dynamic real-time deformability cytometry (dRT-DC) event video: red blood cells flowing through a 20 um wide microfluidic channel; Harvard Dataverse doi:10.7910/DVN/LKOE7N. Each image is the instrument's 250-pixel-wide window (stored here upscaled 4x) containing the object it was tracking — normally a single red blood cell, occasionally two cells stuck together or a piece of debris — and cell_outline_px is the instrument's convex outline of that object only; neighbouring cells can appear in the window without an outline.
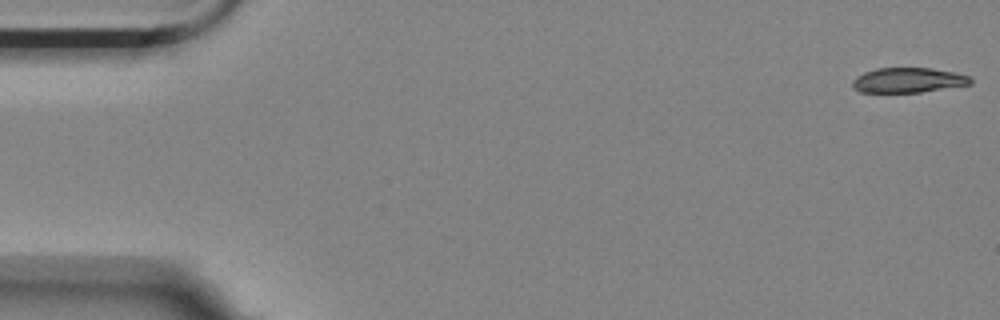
{"species": "Egyptian fruit bat (a non-hibernating species)", "species_latin": "Rousettus aegyptiacus", "temperature_condition": "room temperature", "stored_images_in_passage": 4, "camera_frame_rate_fps": 3000, "um_per_image_px": 0.085, "animal": {"sex": "female"}, "frame": {"image": 1, "passage_image": 1, "time_ms": 0.0, "image_size_px": [1000, 320], "cell_outline_px": [[972, 84], [920, 92], [860, 92], [852, 88], [852, 80], [856, 76], [864, 72], [876, 68], [932, 68], [956, 72], [968, 76], [972, 80]], "centroid_in_image_um": [77.17, 6.81], "position_along_channel_um": 7.8, "area_um2": 17.22}}
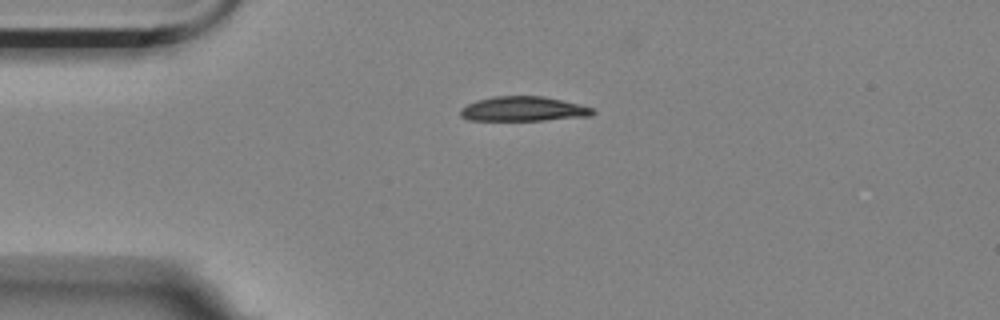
{"frame": {"image": 2, "passage_image": 4, "time_ms": 1.0, "image_size_px": [1000, 320], "cell_outline_px": [[596, 112], [592, 116], [544, 120], [468, 120], [460, 116], [460, 108], [476, 100], [492, 96], [544, 96], [580, 104], [592, 108]], "centroid_in_image_um": [44.49, 9.26], "position_along_channel_um": 40.5, "area_um2": 19.13}}